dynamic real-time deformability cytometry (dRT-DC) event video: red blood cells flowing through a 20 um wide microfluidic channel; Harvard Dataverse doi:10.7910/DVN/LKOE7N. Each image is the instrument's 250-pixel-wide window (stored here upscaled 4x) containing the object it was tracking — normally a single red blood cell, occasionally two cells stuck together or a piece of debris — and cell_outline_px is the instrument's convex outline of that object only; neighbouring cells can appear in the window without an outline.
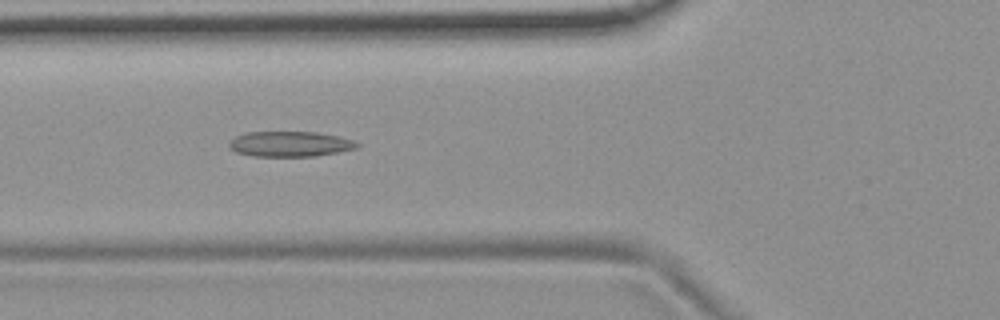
{"species": "common noctule bat (a hibernating species)", "species_latin": "Nyctalus noctula", "temperature_condition": "room temperature", "stored_images_in_passage": 42, "camera_frame_rate_fps": 3000, "um_per_image_px": 0.085, "animal": {"sex": "female", "body_mass_g": 19.9}, "frame": {"image": 1, "passage_image": 8, "time_ms": 2.333, "image_size_px": [1000, 320], "cell_outline_px": [[360, 144], [356, 148], [316, 156], [256, 156], [236, 152], [228, 144], [236, 136], [248, 132], [316, 132], [340, 136], [352, 140]], "centroid_in_image_um": [24.67, 12.23], "position_along_channel_um": 101.1, "area_um2": 18.61}}
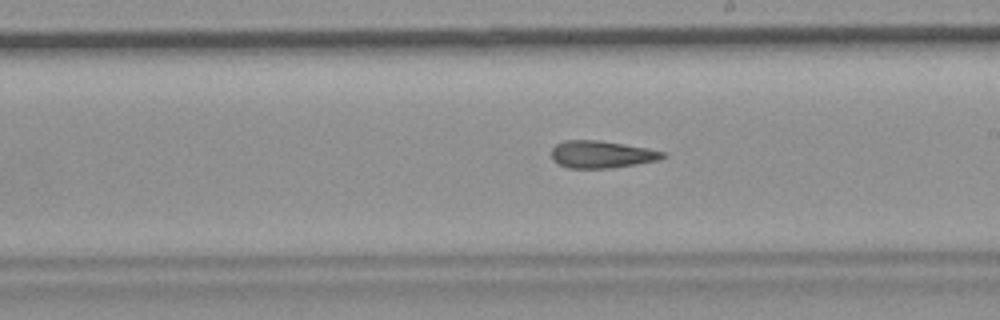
{"frame": {"image": 2, "passage_image": 19, "time_ms": 6.0, "image_size_px": [1000, 320], "cell_outline_px": [[664, 156], [656, 160], [636, 164], [612, 168], [568, 168], [556, 164], [552, 160], [552, 148], [556, 144], [564, 140], [600, 140], [648, 148], [664, 152]], "centroid_in_image_um": [51.07, 13.12], "position_along_channel_um": 237.9, "area_um2": 17.69}}
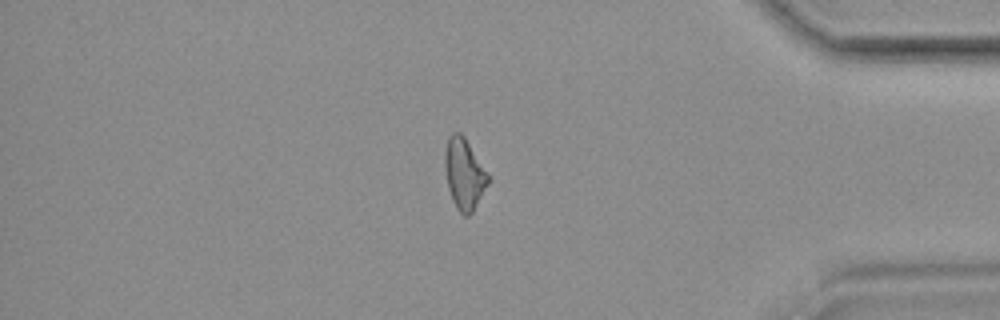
{"frame": {"image": 3, "passage_image": 34, "time_ms": 11.0, "image_size_px": [1000, 320], "cell_outline_px": [[488, 184], [472, 212], [468, 216], [464, 216], [456, 208], [452, 200], [448, 188], [444, 164], [444, 156], [448, 136], [452, 132], [460, 132], [464, 136], [488, 172]], "centroid_in_image_um": [39.44, 14.76], "position_along_channel_um": 395.8, "area_um2": 17.86}, "authors_computed_cell_mechanics": {"area_um2": 17.9469, "velocity_mm_per_s": 3.7356, "shape_relaxation_time_tau1_ms": null, "shape_relaxation_time_tau2_ms": 4.6194, "deformation_change_tau1": null, "deformation_change_tau2": 0.1549}}